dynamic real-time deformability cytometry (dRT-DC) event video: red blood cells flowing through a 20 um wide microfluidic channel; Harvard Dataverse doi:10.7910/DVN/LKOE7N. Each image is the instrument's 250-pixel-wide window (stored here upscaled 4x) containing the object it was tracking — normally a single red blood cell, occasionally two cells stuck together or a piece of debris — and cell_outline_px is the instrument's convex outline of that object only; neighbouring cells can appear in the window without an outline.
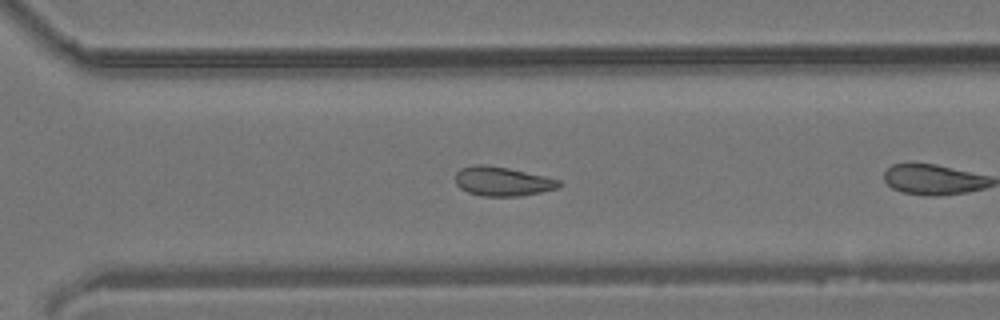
{"species": "common noctule bat (a hibernating species)", "species_latin": "Nyctalus noctula", "temperature_condition": "room temperature", "stored_images_in_passage": 25, "camera_frame_rate_fps": 3000, "um_per_image_px": 0.085, "animal": {"sex": "male", "body_mass_g": 19.2, "forearm_length_mm": 51.8}, "frame": {"image": 1, "passage_image": 18, "time_ms": 5.667, "image_size_px": [1000, 320], "cell_outline_px": [[560, 184], [556, 188], [540, 192], [520, 196], [480, 196], [468, 192], [460, 188], [456, 184], [456, 172], [460, 168], [472, 164], [484, 164], [508, 168], [544, 176], [560, 180]], "centroid_in_image_um": [42.65, 15.41], "position_along_channel_um": 328.0, "area_um2": 17.57}}